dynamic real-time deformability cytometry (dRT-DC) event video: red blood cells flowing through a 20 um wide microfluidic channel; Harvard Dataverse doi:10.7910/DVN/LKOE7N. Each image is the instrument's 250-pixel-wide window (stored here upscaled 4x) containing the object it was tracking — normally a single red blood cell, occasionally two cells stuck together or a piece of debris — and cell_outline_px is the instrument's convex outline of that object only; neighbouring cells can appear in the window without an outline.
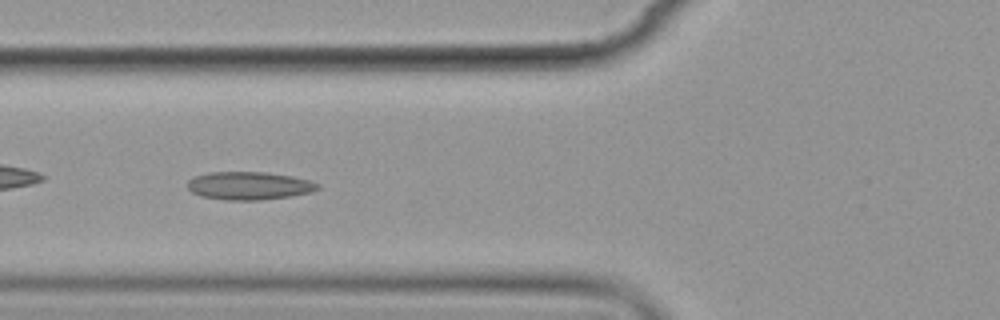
{"species": "common noctule bat (a hibernating species)", "species_latin": "Nyctalus noctula", "temperature_condition": "cold", "stored_images_in_passage": 7, "camera_frame_rate_fps": 3000, "um_per_image_px": 0.085, "animal": {"sex": "female", "body_mass_g": 19.9}, "frame": {"image": 1, "passage_image": 7, "time_ms": 7.333, "image_size_px": [1000, 320], "cell_outline_px": [[320, 188], [312, 192], [292, 196], [260, 200], [224, 200], [200, 196], [192, 192], [188, 188], [188, 180], [192, 176], [208, 172], [264, 172], [292, 176], [312, 180], [320, 184]], "centroid_in_image_um": [21.19, 15.78], "position_along_channel_um": 104.6, "area_um2": 21.56}}